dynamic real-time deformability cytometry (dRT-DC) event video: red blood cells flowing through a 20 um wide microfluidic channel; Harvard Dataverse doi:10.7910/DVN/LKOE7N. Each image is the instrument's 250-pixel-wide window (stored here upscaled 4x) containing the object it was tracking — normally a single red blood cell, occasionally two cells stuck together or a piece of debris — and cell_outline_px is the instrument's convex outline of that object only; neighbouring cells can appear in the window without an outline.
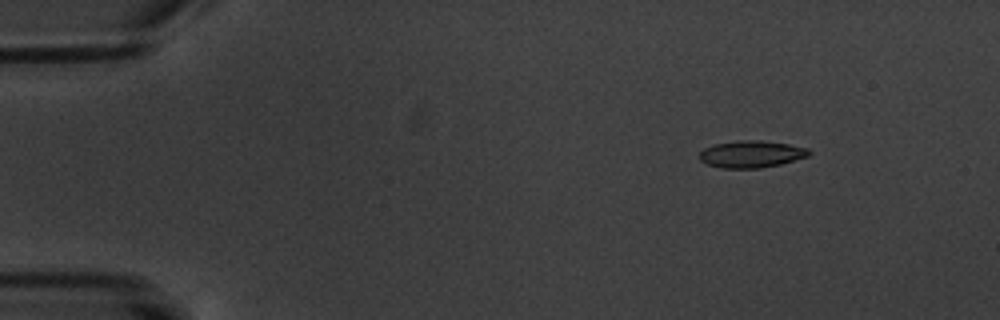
{"species": "common noctule bat (a hibernating species)", "species_latin": "Nyctalus noctula", "temperature_condition": "warm", "stored_images_in_passage": 6, "camera_frame_rate_fps": 3000, "um_per_image_px": 0.085, "animal": {"sex": "male", "body_mass_g": 20.1, "forearm_length_mm": 53.5}, "frame": {"image": 1, "passage_image": 3, "time_ms": 2.333, "image_size_px": [1000, 320], "cell_outline_px": [[812, 152], [808, 156], [780, 164], [760, 168], [720, 168], [708, 164], [700, 160], [700, 152], [704, 148], [716, 144], [736, 140], [760, 140], [788, 144], [808, 148]], "centroid_in_image_um": [63.87, 13.09], "position_along_channel_um": 21.1, "area_um2": 17.17}}
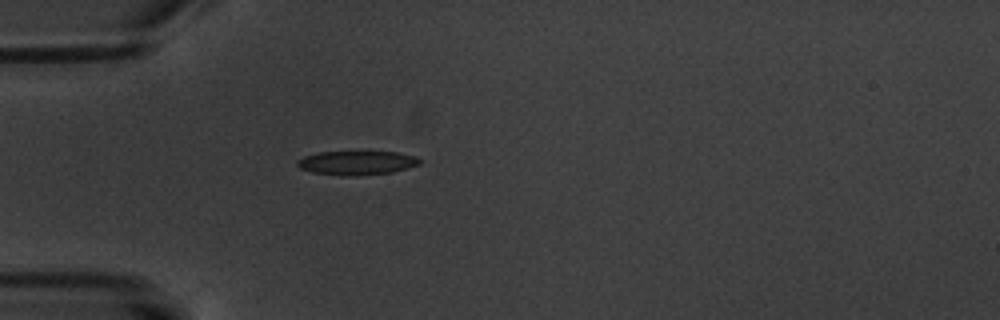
{"frame": {"image": 2, "passage_image": 6, "time_ms": 5.667, "image_size_px": [1000, 320], "cell_outline_px": [[420, 164], [408, 168], [392, 172], [356, 176], [340, 176], [312, 172], [300, 168], [296, 164], [296, 160], [304, 156], [320, 152], [396, 152], [416, 156], [420, 160]], "centroid_in_image_um": [30.31, 13.85], "position_along_channel_um": 54.7, "area_um2": 17.17}}